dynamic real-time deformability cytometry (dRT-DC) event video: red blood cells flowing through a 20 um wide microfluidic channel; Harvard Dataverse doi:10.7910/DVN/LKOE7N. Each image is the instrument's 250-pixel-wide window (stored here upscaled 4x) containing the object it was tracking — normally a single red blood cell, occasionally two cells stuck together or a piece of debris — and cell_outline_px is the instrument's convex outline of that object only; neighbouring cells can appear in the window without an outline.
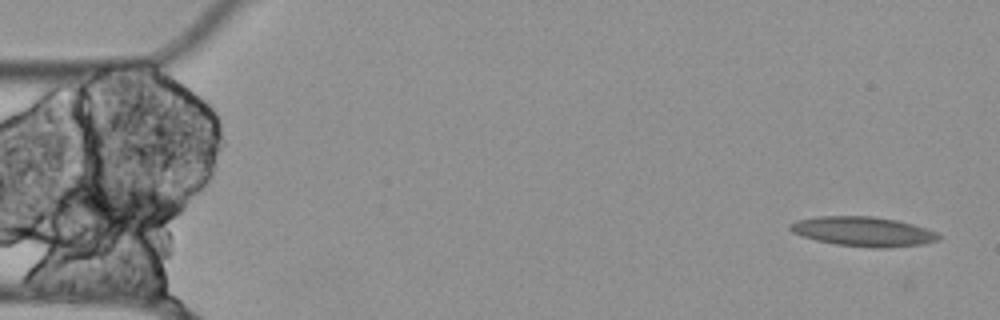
{"species": "Egyptian fruit bat (a non-hibernating species)", "species_latin": "Rousettus aegyptiacus", "temperature_condition": "cold", "stored_images_in_passage": 40, "camera_frame_rate_fps": 3000, "um_per_image_px": 0.085, "animal": {"sex": "female"}, "frame": {"image": 1, "passage_image": 1, "time_ms": 0.0, "image_size_px": [1000, 320], "cell_outline_px": [[940, 240], [924, 244], [888, 248], [872, 248], [836, 244], [816, 240], [792, 232], [788, 228], [788, 224], [796, 220], [816, 216], [872, 216], [896, 220], [912, 224], [936, 232], [940, 236]], "centroid_in_image_um": [73.36, 19.68], "position_along_channel_um": 11.6, "area_um2": 25.66}}
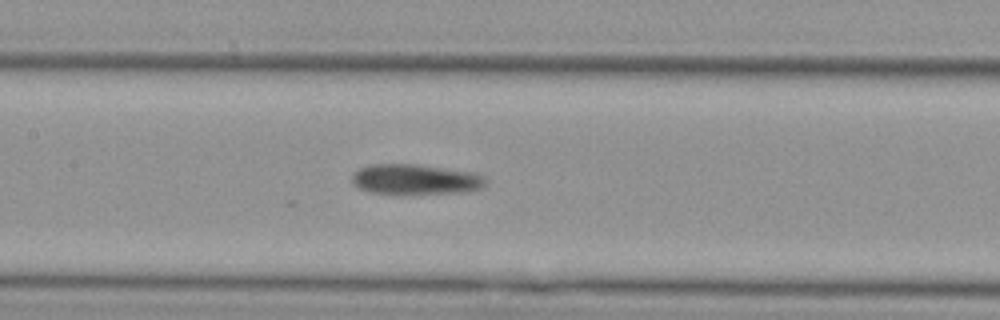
{"frame": {"image": 2, "passage_image": 24, "time_ms": 7.667, "image_size_px": [1000, 320], "cell_outline_px": [[488, 180], [480, 188], [464, 192], [372, 192], [360, 188], [352, 184], [352, 172], [360, 168], [372, 164], [420, 164], [472, 172], [484, 176]], "centroid_in_image_um": [35.3, 15.2], "position_along_channel_um": 172.1, "area_um2": 23.0}}
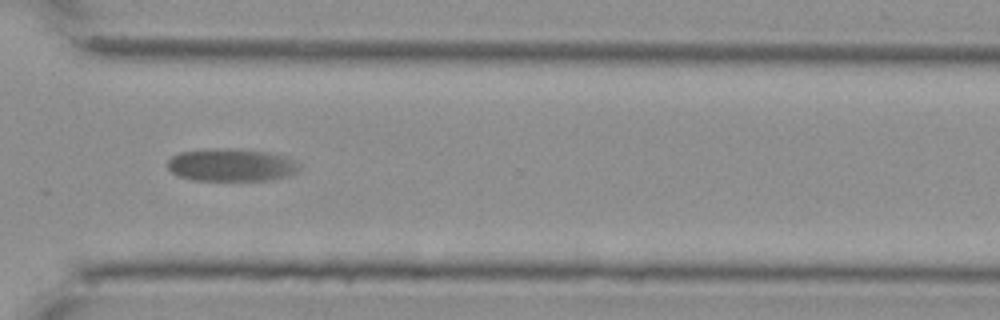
{"frame": {"image": 3, "passage_image": 40, "time_ms": 13.0, "image_size_px": [1000, 320], "cell_outline_px": [[300, 168], [296, 172], [288, 176], [268, 180], [192, 180], [180, 176], [172, 172], [168, 168], [168, 160], [172, 156], [180, 152], [220, 148], [228, 148], [268, 152], [284, 156], [296, 160], [300, 164]], "centroid_in_image_um": [19.69, 14.02], "position_along_channel_um": 350.9, "area_um2": 25.03}}